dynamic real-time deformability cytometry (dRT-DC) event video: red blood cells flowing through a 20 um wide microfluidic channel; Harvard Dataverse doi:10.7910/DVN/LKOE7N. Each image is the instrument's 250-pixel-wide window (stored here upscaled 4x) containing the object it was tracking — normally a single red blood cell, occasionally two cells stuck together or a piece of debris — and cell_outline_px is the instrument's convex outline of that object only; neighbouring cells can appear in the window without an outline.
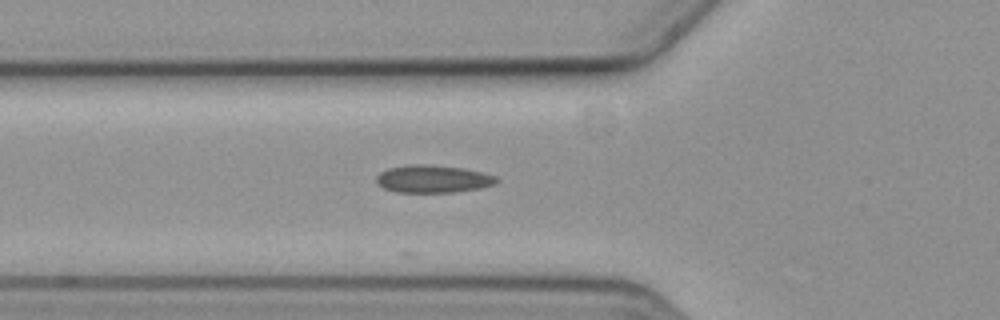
{"species": "common noctule bat (a hibernating species)", "species_latin": "Nyctalus noctula", "temperature_condition": "cold", "stored_images_in_passage": 3, "segment_of_instrument_passage": [1, 2], "camera_frame_rate_fps": 3000, "um_per_image_px": 0.085, "animal": {"sex": "female", "body_mass_g": 19.3, "forearm_length_mm": 54.1}, "frame": {"image": 1, "passage_image": 2, "time_ms": 1.0, "image_size_px": [1000, 320], "cell_outline_px": [[500, 180], [496, 184], [480, 188], [452, 192], [396, 192], [384, 188], [376, 184], [376, 176], [380, 172], [388, 168], [412, 164], [428, 164], [464, 168], [496, 176]], "centroid_in_image_um": [36.79, 15.2], "position_along_channel_um": 89.0, "area_um2": 19.42}}